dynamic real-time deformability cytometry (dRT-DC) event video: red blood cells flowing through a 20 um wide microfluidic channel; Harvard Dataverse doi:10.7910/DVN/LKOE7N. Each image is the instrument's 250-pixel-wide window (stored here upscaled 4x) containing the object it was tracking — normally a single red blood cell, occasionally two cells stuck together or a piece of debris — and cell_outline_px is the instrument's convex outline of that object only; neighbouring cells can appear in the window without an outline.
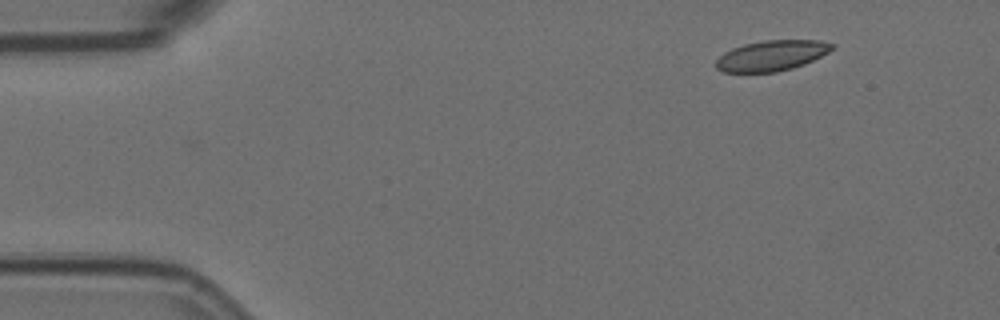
{"species": "Egyptian fruit bat (a non-hibernating species)", "species_latin": "Rousettus aegyptiacus", "temperature_condition": "room temperature", "stored_images_in_passage": 2, "camera_frame_rate_fps": 3000, "um_per_image_px": 0.085, "animal": {"sex": "female"}, "frame": {"image": 1, "passage_image": 2, "time_ms": 0.333, "image_size_px": [1000, 320], "cell_outline_px": [[836, 48], [804, 64], [792, 68], [776, 72], [724, 72], [716, 68], [716, 60], [724, 52], [732, 48], [744, 44], [764, 40], [820, 40], [836, 44]], "centroid_in_image_um": [65.61, 4.71], "position_along_channel_um": 19.4, "area_um2": 20.63}}